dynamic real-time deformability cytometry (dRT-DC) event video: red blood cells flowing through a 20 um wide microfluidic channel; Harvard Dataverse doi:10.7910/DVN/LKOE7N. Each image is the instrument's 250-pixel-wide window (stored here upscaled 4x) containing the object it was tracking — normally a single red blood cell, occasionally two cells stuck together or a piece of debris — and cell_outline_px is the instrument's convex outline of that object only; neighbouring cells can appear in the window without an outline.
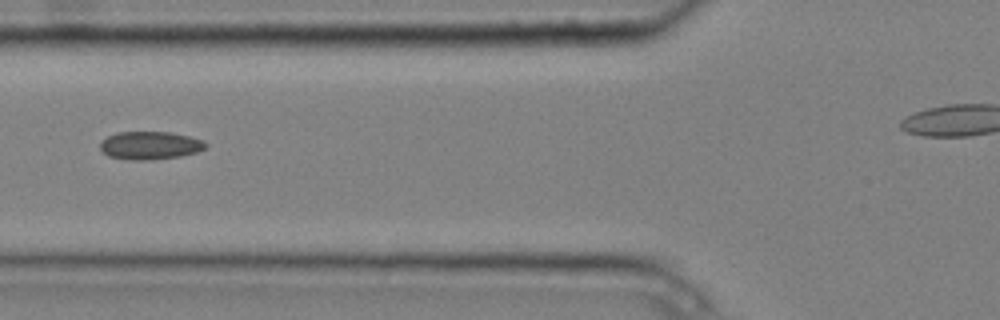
{"species": "common noctule bat (a hibernating species)", "species_latin": "Nyctalus noctula", "temperature_condition": "cold", "stored_images_in_passage": 9, "segment_of_instrument_passage": [1, 2], "camera_frame_rate_fps": 3000, "um_per_image_px": 0.085, "animal": {"sex": "male", "body_mass_g": 20.4}, "frame": {"image": 1, "passage_image": 6, "time_ms": 1.667, "image_size_px": [1000, 320], "cell_outline_px": [[208, 144], [204, 148], [196, 152], [180, 156], [148, 160], [132, 160], [108, 156], [100, 148], [100, 140], [116, 132], [172, 132], [204, 140]], "centroid_in_image_um": [12.74, 12.35], "position_along_channel_um": 113.1, "area_um2": 17.22}}
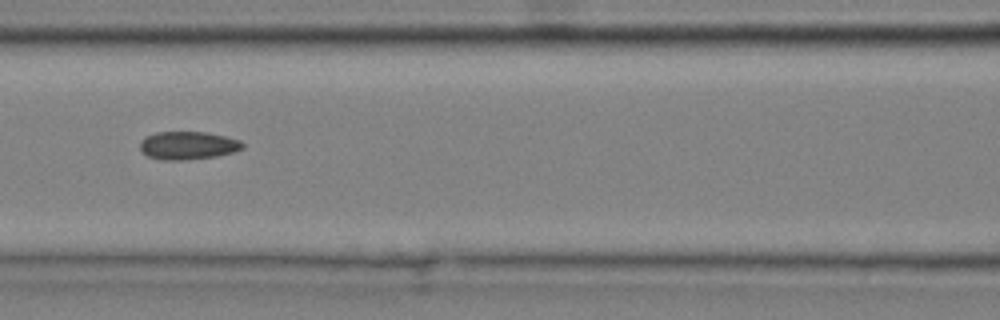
{"frame": {"image": 2, "passage_image": 7, "time_ms": 2.0, "image_size_px": [1000, 320], "cell_outline_px": [[244, 148], [236, 152], [216, 156], [184, 160], [160, 160], [148, 156], [140, 148], [140, 140], [144, 136], [156, 132], [204, 132], [224, 136], [240, 140], [244, 144]], "centroid_in_image_um": [15.97, 12.36], "position_along_channel_um": 150.6, "area_um2": 16.88}}
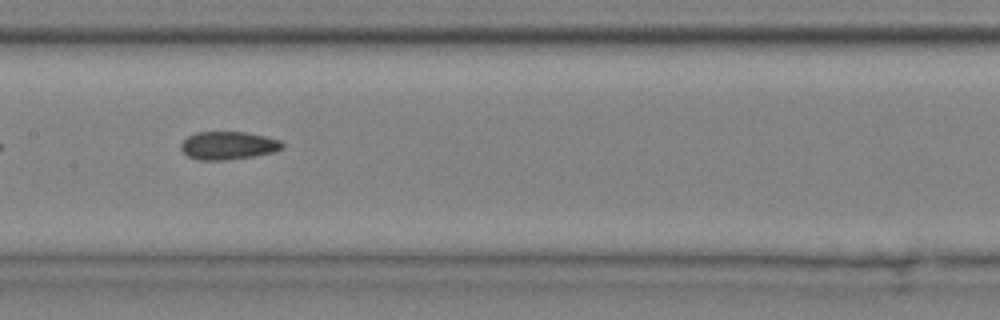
{"frame": {"image": 3, "passage_image": 8, "time_ms": 2.333, "image_size_px": [1000, 320], "cell_outline_px": [[284, 148], [276, 152], [256, 156], [228, 160], [196, 160], [188, 156], [180, 148], [180, 144], [188, 136], [196, 132], [244, 132], [264, 136], [280, 140], [284, 144]], "centroid_in_image_um": [19.42, 12.38], "position_along_channel_um": 188.0, "area_um2": 16.76}}